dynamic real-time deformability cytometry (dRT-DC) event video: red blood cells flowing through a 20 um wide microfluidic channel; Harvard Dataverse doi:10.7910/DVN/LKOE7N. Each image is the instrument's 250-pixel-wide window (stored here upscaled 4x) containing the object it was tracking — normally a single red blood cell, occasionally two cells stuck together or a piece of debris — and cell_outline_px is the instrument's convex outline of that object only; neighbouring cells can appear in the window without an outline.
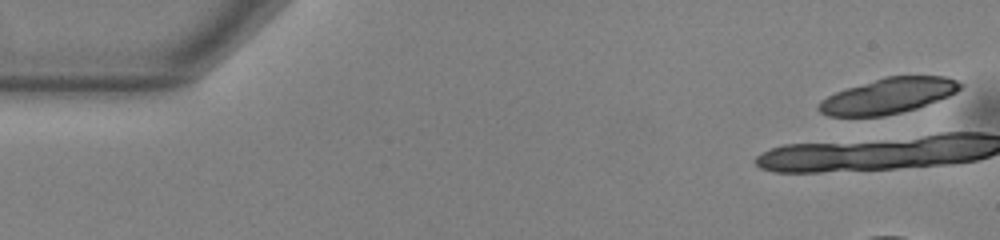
{"species": "common noctule bat (a hibernating species)", "species_latin": "Nyctalus noctula", "temperature_condition": "warm", "stored_images_in_passage": 35, "camera_frame_rate_fps": 3000, "um_per_image_px": 0.085, "animal": {"sex": "male", "body_mass_g": 13.0, "forearm_length_mm": 53.1}, "frame": {"image": 1, "passage_image": 1, "time_ms": 0.0, "image_size_px": [1000, 240], "cell_outline_px": [[964, 84], [956, 92], [948, 96], [916, 108], [884, 116], [828, 116], [820, 112], [816, 108], [820, 100], [836, 92], [884, 76], [944, 76], [956, 80]], "centroid_in_image_um": [75.48, 8.14], "position_along_channel_um": 9.5, "area_um2": 29.02}}
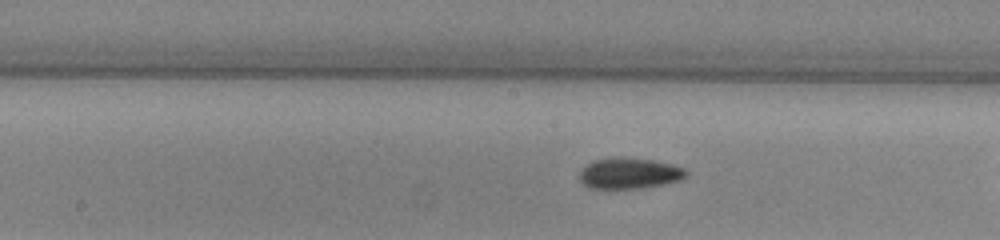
{"frame": {"image": 2, "passage_image": 23, "time_ms": 7.333, "image_size_px": [1000, 240], "cell_outline_px": [[688, 172], [680, 180], [664, 184], [640, 188], [588, 188], [580, 180], [580, 172], [592, 160], [616, 156], [652, 160], [672, 164], [684, 168]], "centroid_in_image_um": [53.48, 14.72], "position_along_channel_um": 194.7, "area_um2": 19.13}}
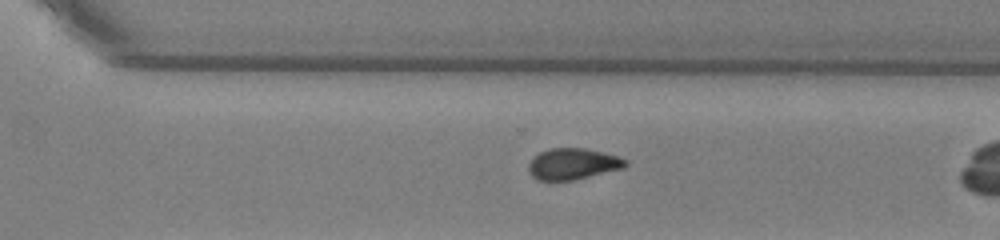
{"frame": {"image": 3, "passage_image": 33, "time_ms": 10.667, "image_size_px": [1000, 240], "cell_outline_px": [[628, 164], [624, 168], [572, 180], [536, 180], [528, 172], [528, 164], [540, 152], [548, 148], [584, 148], [616, 156], [628, 160]], "centroid_in_image_um": [48.67, 13.93], "position_along_channel_um": 321.9, "area_um2": 17.46}}